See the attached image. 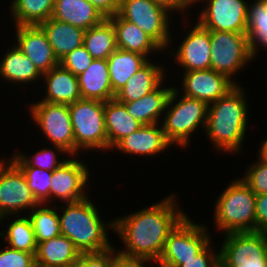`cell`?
I'll list each match as a JSON object with an SVG mask.
<instances>
[{"instance_id": "obj_1", "label": "cell", "mask_w": 267, "mask_h": 267, "mask_svg": "<svg viewBox=\"0 0 267 267\" xmlns=\"http://www.w3.org/2000/svg\"><path fill=\"white\" fill-rule=\"evenodd\" d=\"M177 206L175 194L147 208L115 218L114 232L122 239L126 249L120 254L146 263L158 261L164 250L168 234L186 216Z\"/></svg>"}, {"instance_id": "obj_2", "label": "cell", "mask_w": 267, "mask_h": 267, "mask_svg": "<svg viewBox=\"0 0 267 267\" xmlns=\"http://www.w3.org/2000/svg\"><path fill=\"white\" fill-rule=\"evenodd\" d=\"M240 84L208 105L205 132L220 152L237 154L248 125V104ZM245 94V95H244Z\"/></svg>"}, {"instance_id": "obj_3", "label": "cell", "mask_w": 267, "mask_h": 267, "mask_svg": "<svg viewBox=\"0 0 267 267\" xmlns=\"http://www.w3.org/2000/svg\"><path fill=\"white\" fill-rule=\"evenodd\" d=\"M62 211V214L58 212L61 234L68 237L80 253L99 252L112 247L106 230L111 228L114 231V221L105 223L100 219L95 204L88 197L67 203Z\"/></svg>"}, {"instance_id": "obj_4", "label": "cell", "mask_w": 267, "mask_h": 267, "mask_svg": "<svg viewBox=\"0 0 267 267\" xmlns=\"http://www.w3.org/2000/svg\"><path fill=\"white\" fill-rule=\"evenodd\" d=\"M215 225L224 233L256 231V194L242 179H235L216 199Z\"/></svg>"}, {"instance_id": "obj_5", "label": "cell", "mask_w": 267, "mask_h": 267, "mask_svg": "<svg viewBox=\"0 0 267 267\" xmlns=\"http://www.w3.org/2000/svg\"><path fill=\"white\" fill-rule=\"evenodd\" d=\"M178 94V88L173 87L163 116L164 121L160 125L172 146L175 144L184 148L191 142L190 137L198 130L196 128L201 126L205 130L208 104L184 94L178 101Z\"/></svg>"}, {"instance_id": "obj_6", "label": "cell", "mask_w": 267, "mask_h": 267, "mask_svg": "<svg viewBox=\"0 0 267 267\" xmlns=\"http://www.w3.org/2000/svg\"><path fill=\"white\" fill-rule=\"evenodd\" d=\"M68 106L74 134V157L82 149L107 150L105 102L80 99Z\"/></svg>"}, {"instance_id": "obj_7", "label": "cell", "mask_w": 267, "mask_h": 267, "mask_svg": "<svg viewBox=\"0 0 267 267\" xmlns=\"http://www.w3.org/2000/svg\"><path fill=\"white\" fill-rule=\"evenodd\" d=\"M208 230L204 224H196L186 215L168 234L158 261L170 267L183 265L211 242Z\"/></svg>"}, {"instance_id": "obj_8", "label": "cell", "mask_w": 267, "mask_h": 267, "mask_svg": "<svg viewBox=\"0 0 267 267\" xmlns=\"http://www.w3.org/2000/svg\"><path fill=\"white\" fill-rule=\"evenodd\" d=\"M219 251L220 267H267V232L226 233Z\"/></svg>"}, {"instance_id": "obj_9", "label": "cell", "mask_w": 267, "mask_h": 267, "mask_svg": "<svg viewBox=\"0 0 267 267\" xmlns=\"http://www.w3.org/2000/svg\"><path fill=\"white\" fill-rule=\"evenodd\" d=\"M211 69L233 78L255 59L246 33L211 31Z\"/></svg>"}, {"instance_id": "obj_10", "label": "cell", "mask_w": 267, "mask_h": 267, "mask_svg": "<svg viewBox=\"0 0 267 267\" xmlns=\"http://www.w3.org/2000/svg\"><path fill=\"white\" fill-rule=\"evenodd\" d=\"M31 117L56 151L74 156V134L67 104L38 101L30 104Z\"/></svg>"}, {"instance_id": "obj_11", "label": "cell", "mask_w": 267, "mask_h": 267, "mask_svg": "<svg viewBox=\"0 0 267 267\" xmlns=\"http://www.w3.org/2000/svg\"><path fill=\"white\" fill-rule=\"evenodd\" d=\"M170 12L154 0H121L118 14L140 27L165 51L170 47Z\"/></svg>"}, {"instance_id": "obj_12", "label": "cell", "mask_w": 267, "mask_h": 267, "mask_svg": "<svg viewBox=\"0 0 267 267\" xmlns=\"http://www.w3.org/2000/svg\"><path fill=\"white\" fill-rule=\"evenodd\" d=\"M0 160V221L10 215H20L33 209L36 200L20 168L9 158Z\"/></svg>"}, {"instance_id": "obj_13", "label": "cell", "mask_w": 267, "mask_h": 267, "mask_svg": "<svg viewBox=\"0 0 267 267\" xmlns=\"http://www.w3.org/2000/svg\"><path fill=\"white\" fill-rule=\"evenodd\" d=\"M245 1L200 0L207 5L201 10L197 23L209 31L246 33L248 3Z\"/></svg>"}, {"instance_id": "obj_14", "label": "cell", "mask_w": 267, "mask_h": 267, "mask_svg": "<svg viewBox=\"0 0 267 267\" xmlns=\"http://www.w3.org/2000/svg\"><path fill=\"white\" fill-rule=\"evenodd\" d=\"M68 159L52 173L49 189V201L59 199L61 201L77 202L85 199L89 195L86 194L85 187L90 178L87 165L79 159L70 156ZM52 198V199H51Z\"/></svg>"}, {"instance_id": "obj_15", "label": "cell", "mask_w": 267, "mask_h": 267, "mask_svg": "<svg viewBox=\"0 0 267 267\" xmlns=\"http://www.w3.org/2000/svg\"><path fill=\"white\" fill-rule=\"evenodd\" d=\"M182 94L206 102L208 105L227 95L238 83L213 69L183 73Z\"/></svg>"}, {"instance_id": "obj_16", "label": "cell", "mask_w": 267, "mask_h": 267, "mask_svg": "<svg viewBox=\"0 0 267 267\" xmlns=\"http://www.w3.org/2000/svg\"><path fill=\"white\" fill-rule=\"evenodd\" d=\"M188 33L175 50L176 63L185 72L211 69V31L196 22Z\"/></svg>"}, {"instance_id": "obj_17", "label": "cell", "mask_w": 267, "mask_h": 267, "mask_svg": "<svg viewBox=\"0 0 267 267\" xmlns=\"http://www.w3.org/2000/svg\"><path fill=\"white\" fill-rule=\"evenodd\" d=\"M15 44L43 74L59 64L46 33L39 25L15 26Z\"/></svg>"}, {"instance_id": "obj_18", "label": "cell", "mask_w": 267, "mask_h": 267, "mask_svg": "<svg viewBox=\"0 0 267 267\" xmlns=\"http://www.w3.org/2000/svg\"><path fill=\"white\" fill-rule=\"evenodd\" d=\"M160 123L143 125L132 134L121 139L113 148L130 155L153 156L172 145L167 141Z\"/></svg>"}, {"instance_id": "obj_19", "label": "cell", "mask_w": 267, "mask_h": 267, "mask_svg": "<svg viewBox=\"0 0 267 267\" xmlns=\"http://www.w3.org/2000/svg\"><path fill=\"white\" fill-rule=\"evenodd\" d=\"M42 79L47 88L46 95L40 101L69 105L82 99L77 76L60 63L49 72L43 73Z\"/></svg>"}, {"instance_id": "obj_20", "label": "cell", "mask_w": 267, "mask_h": 267, "mask_svg": "<svg viewBox=\"0 0 267 267\" xmlns=\"http://www.w3.org/2000/svg\"><path fill=\"white\" fill-rule=\"evenodd\" d=\"M77 78L82 99L102 102L115 99L107 59H94Z\"/></svg>"}, {"instance_id": "obj_21", "label": "cell", "mask_w": 267, "mask_h": 267, "mask_svg": "<svg viewBox=\"0 0 267 267\" xmlns=\"http://www.w3.org/2000/svg\"><path fill=\"white\" fill-rule=\"evenodd\" d=\"M116 31L117 48L148 57L150 52L164 49L140 27L123 19L118 13L108 17Z\"/></svg>"}, {"instance_id": "obj_22", "label": "cell", "mask_w": 267, "mask_h": 267, "mask_svg": "<svg viewBox=\"0 0 267 267\" xmlns=\"http://www.w3.org/2000/svg\"><path fill=\"white\" fill-rule=\"evenodd\" d=\"M52 18L88 30L106 17L88 0H55Z\"/></svg>"}, {"instance_id": "obj_23", "label": "cell", "mask_w": 267, "mask_h": 267, "mask_svg": "<svg viewBox=\"0 0 267 267\" xmlns=\"http://www.w3.org/2000/svg\"><path fill=\"white\" fill-rule=\"evenodd\" d=\"M80 254L68 237L60 235L37 244L36 267H72Z\"/></svg>"}, {"instance_id": "obj_24", "label": "cell", "mask_w": 267, "mask_h": 267, "mask_svg": "<svg viewBox=\"0 0 267 267\" xmlns=\"http://www.w3.org/2000/svg\"><path fill=\"white\" fill-rule=\"evenodd\" d=\"M150 62L137 71L126 82L124 87L116 93L115 99L118 102L136 101L163 84L166 76L165 67L157 66V64L155 65Z\"/></svg>"}, {"instance_id": "obj_25", "label": "cell", "mask_w": 267, "mask_h": 267, "mask_svg": "<svg viewBox=\"0 0 267 267\" xmlns=\"http://www.w3.org/2000/svg\"><path fill=\"white\" fill-rule=\"evenodd\" d=\"M39 26L46 33L58 61L83 45L85 30L79 27L58 21L52 17Z\"/></svg>"}, {"instance_id": "obj_26", "label": "cell", "mask_w": 267, "mask_h": 267, "mask_svg": "<svg viewBox=\"0 0 267 267\" xmlns=\"http://www.w3.org/2000/svg\"><path fill=\"white\" fill-rule=\"evenodd\" d=\"M104 117L107 133V150L113 149L121 139L143 126V124L128 113L125 105L116 99L105 102Z\"/></svg>"}, {"instance_id": "obj_27", "label": "cell", "mask_w": 267, "mask_h": 267, "mask_svg": "<svg viewBox=\"0 0 267 267\" xmlns=\"http://www.w3.org/2000/svg\"><path fill=\"white\" fill-rule=\"evenodd\" d=\"M146 94L142 98L132 102L123 103L128 113L143 125L159 123L165 112L166 105L173 87H162ZM162 114V115H161Z\"/></svg>"}, {"instance_id": "obj_28", "label": "cell", "mask_w": 267, "mask_h": 267, "mask_svg": "<svg viewBox=\"0 0 267 267\" xmlns=\"http://www.w3.org/2000/svg\"><path fill=\"white\" fill-rule=\"evenodd\" d=\"M149 58L136 52L117 48L107 58L110 82L116 94L137 71L142 69Z\"/></svg>"}, {"instance_id": "obj_29", "label": "cell", "mask_w": 267, "mask_h": 267, "mask_svg": "<svg viewBox=\"0 0 267 267\" xmlns=\"http://www.w3.org/2000/svg\"><path fill=\"white\" fill-rule=\"evenodd\" d=\"M0 61V76L8 82L26 84L38 80L43 74L15 44ZM32 81V82H31Z\"/></svg>"}, {"instance_id": "obj_30", "label": "cell", "mask_w": 267, "mask_h": 267, "mask_svg": "<svg viewBox=\"0 0 267 267\" xmlns=\"http://www.w3.org/2000/svg\"><path fill=\"white\" fill-rule=\"evenodd\" d=\"M83 45L94 59H107L116 49V31L105 18L99 25L85 30Z\"/></svg>"}, {"instance_id": "obj_31", "label": "cell", "mask_w": 267, "mask_h": 267, "mask_svg": "<svg viewBox=\"0 0 267 267\" xmlns=\"http://www.w3.org/2000/svg\"><path fill=\"white\" fill-rule=\"evenodd\" d=\"M55 0H13L11 17L16 26L40 25L52 17Z\"/></svg>"}, {"instance_id": "obj_32", "label": "cell", "mask_w": 267, "mask_h": 267, "mask_svg": "<svg viewBox=\"0 0 267 267\" xmlns=\"http://www.w3.org/2000/svg\"><path fill=\"white\" fill-rule=\"evenodd\" d=\"M5 232L1 231L0 236L8 242L7 246L19 251L36 254L37 241L28 215H18V218L13 219V222L8 225Z\"/></svg>"}, {"instance_id": "obj_33", "label": "cell", "mask_w": 267, "mask_h": 267, "mask_svg": "<svg viewBox=\"0 0 267 267\" xmlns=\"http://www.w3.org/2000/svg\"><path fill=\"white\" fill-rule=\"evenodd\" d=\"M246 34L255 57L258 46L267 49V0H255L248 5Z\"/></svg>"}, {"instance_id": "obj_34", "label": "cell", "mask_w": 267, "mask_h": 267, "mask_svg": "<svg viewBox=\"0 0 267 267\" xmlns=\"http://www.w3.org/2000/svg\"><path fill=\"white\" fill-rule=\"evenodd\" d=\"M28 217L32 223L37 244L62 235L58 210L46 207L45 203L34 207Z\"/></svg>"}, {"instance_id": "obj_35", "label": "cell", "mask_w": 267, "mask_h": 267, "mask_svg": "<svg viewBox=\"0 0 267 267\" xmlns=\"http://www.w3.org/2000/svg\"><path fill=\"white\" fill-rule=\"evenodd\" d=\"M10 158L24 174L27 184L33 192L36 200L42 204H49V189L52 173L49 170L30 167L17 153Z\"/></svg>"}, {"instance_id": "obj_36", "label": "cell", "mask_w": 267, "mask_h": 267, "mask_svg": "<svg viewBox=\"0 0 267 267\" xmlns=\"http://www.w3.org/2000/svg\"><path fill=\"white\" fill-rule=\"evenodd\" d=\"M242 180L255 194H267V162L258 159L249 165Z\"/></svg>"}, {"instance_id": "obj_37", "label": "cell", "mask_w": 267, "mask_h": 267, "mask_svg": "<svg viewBox=\"0 0 267 267\" xmlns=\"http://www.w3.org/2000/svg\"><path fill=\"white\" fill-rule=\"evenodd\" d=\"M30 167L39 168L41 170H49L53 172L56 168L61 166L67 159L58 161L57 152L55 149L43 148L36 153H33L32 157L23 155L24 153H17Z\"/></svg>"}, {"instance_id": "obj_38", "label": "cell", "mask_w": 267, "mask_h": 267, "mask_svg": "<svg viewBox=\"0 0 267 267\" xmlns=\"http://www.w3.org/2000/svg\"><path fill=\"white\" fill-rule=\"evenodd\" d=\"M93 60L92 55L82 45L64 56L59 63L72 74L78 76L86 71Z\"/></svg>"}, {"instance_id": "obj_39", "label": "cell", "mask_w": 267, "mask_h": 267, "mask_svg": "<svg viewBox=\"0 0 267 267\" xmlns=\"http://www.w3.org/2000/svg\"><path fill=\"white\" fill-rule=\"evenodd\" d=\"M0 267H36L35 254L6 246L0 250Z\"/></svg>"}, {"instance_id": "obj_40", "label": "cell", "mask_w": 267, "mask_h": 267, "mask_svg": "<svg viewBox=\"0 0 267 267\" xmlns=\"http://www.w3.org/2000/svg\"><path fill=\"white\" fill-rule=\"evenodd\" d=\"M114 253L116 250L113 246L104 251L81 253L72 267H107L109 258Z\"/></svg>"}, {"instance_id": "obj_41", "label": "cell", "mask_w": 267, "mask_h": 267, "mask_svg": "<svg viewBox=\"0 0 267 267\" xmlns=\"http://www.w3.org/2000/svg\"><path fill=\"white\" fill-rule=\"evenodd\" d=\"M210 243L195 257L184 261L183 265L178 267H220V251L211 249Z\"/></svg>"}, {"instance_id": "obj_42", "label": "cell", "mask_w": 267, "mask_h": 267, "mask_svg": "<svg viewBox=\"0 0 267 267\" xmlns=\"http://www.w3.org/2000/svg\"><path fill=\"white\" fill-rule=\"evenodd\" d=\"M256 231L267 232V194H256Z\"/></svg>"}, {"instance_id": "obj_43", "label": "cell", "mask_w": 267, "mask_h": 267, "mask_svg": "<svg viewBox=\"0 0 267 267\" xmlns=\"http://www.w3.org/2000/svg\"><path fill=\"white\" fill-rule=\"evenodd\" d=\"M144 264H146V262L137 258L120 254L117 251L116 254L114 253L109 258V263L107 267H143Z\"/></svg>"}, {"instance_id": "obj_44", "label": "cell", "mask_w": 267, "mask_h": 267, "mask_svg": "<svg viewBox=\"0 0 267 267\" xmlns=\"http://www.w3.org/2000/svg\"><path fill=\"white\" fill-rule=\"evenodd\" d=\"M90 1L106 18L118 13L121 0H88Z\"/></svg>"}, {"instance_id": "obj_45", "label": "cell", "mask_w": 267, "mask_h": 267, "mask_svg": "<svg viewBox=\"0 0 267 267\" xmlns=\"http://www.w3.org/2000/svg\"><path fill=\"white\" fill-rule=\"evenodd\" d=\"M158 5L164 7L167 9L169 12L172 11H181L185 12L187 10V7H192L190 6L191 4L188 2V0H154Z\"/></svg>"}, {"instance_id": "obj_46", "label": "cell", "mask_w": 267, "mask_h": 267, "mask_svg": "<svg viewBox=\"0 0 267 267\" xmlns=\"http://www.w3.org/2000/svg\"><path fill=\"white\" fill-rule=\"evenodd\" d=\"M258 152H259L258 158L267 162V138L264 141H262Z\"/></svg>"}, {"instance_id": "obj_47", "label": "cell", "mask_w": 267, "mask_h": 267, "mask_svg": "<svg viewBox=\"0 0 267 267\" xmlns=\"http://www.w3.org/2000/svg\"><path fill=\"white\" fill-rule=\"evenodd\" d=\"M154 263H155V264L158 263L156 267H170V266H167V265H165V264L160 263L159 261H154ZM143 267H146V265L144 264Z\"/></svg>"}, {"instance_id": "obj_48", "label": "cell", "mask_w": 267, "mask_h": 267, "mask_svg": "<svg viewBox=\"0 0 267 267\" xmlns=\"http://www.w3.org/2000/svg\"><path fill=\"white\" fill-rule=\"evenodd\" d=\"M200 0H188V2L191 4V6L193 5V4H196V3H198Z\"/></svg>"}]
</instances>
